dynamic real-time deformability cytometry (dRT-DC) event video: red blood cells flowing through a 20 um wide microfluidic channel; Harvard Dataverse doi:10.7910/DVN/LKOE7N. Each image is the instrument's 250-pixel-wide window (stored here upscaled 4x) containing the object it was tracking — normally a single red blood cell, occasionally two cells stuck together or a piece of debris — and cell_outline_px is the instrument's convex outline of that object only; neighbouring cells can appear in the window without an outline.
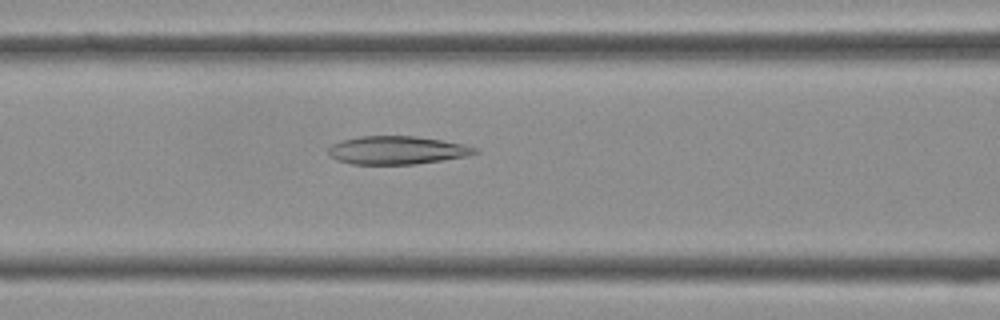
{"species": "Egyptian fruit bat (a non-hibernating species)", "species_latin": "Rousettus aegyptiacus", "temperature_condition": "cold", "stored_images_in_passage": 40, "camera_frame_rate_fps": 3000, "um_per_image_px": 0.085, "frame": {"image": 1, "passage_image": 16, "time_ms": 5.0, "image_size_px": [1000, 320], "cell_outline_px": [[480, 152], [468, 156], [416, 164], [352, 164], [336, 160], [328, 152], [328, 148], [332, 144], [340, 140], [360, 136], [416, 136], [464, 144], [476, 148]], "centroid_in_image_um": [33.74, 12.76], "position_along_channel_um": 132.9, "area_um2": 24.1}}
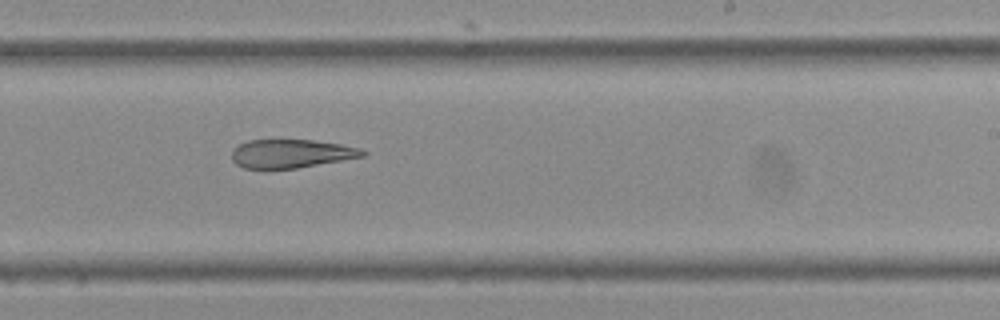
{"frame": {"image": 2, "passage_image": 24, "time_ms": 7.667, "image_size_px": [1000, 320], "cell_outline_px": [[368, 152], [364, 156], [296, 168], [244, 168], [236, 164], [232, 160], [232, 148], [248, 140], [312, 140], [340, 144], [360, 148]], "centroid_in_image_um": [24.73, 13.05], "position_along_channel_um": 264.3, "area_um2": 21.56}}
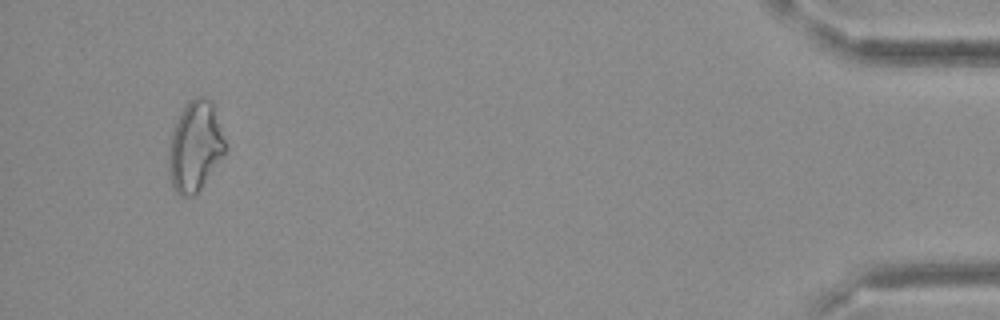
{"frame": {"image": 3, "passage_image": 38, "time_ms": 12.333, "image_size_px": [1000, 320], "cell_outline_px": [[228, 148], [224, 156], [200, 188], [192, 196], [180, 196], [172, 188], [168, 168], [168, 144], [172, 132], [188, 100], [196, 96], [204, 96], [212, 100]], "centroid_in_image_um": [16.59, 12.44], "position_along_channel_um": 418.6, "area_um2": 29.94}}